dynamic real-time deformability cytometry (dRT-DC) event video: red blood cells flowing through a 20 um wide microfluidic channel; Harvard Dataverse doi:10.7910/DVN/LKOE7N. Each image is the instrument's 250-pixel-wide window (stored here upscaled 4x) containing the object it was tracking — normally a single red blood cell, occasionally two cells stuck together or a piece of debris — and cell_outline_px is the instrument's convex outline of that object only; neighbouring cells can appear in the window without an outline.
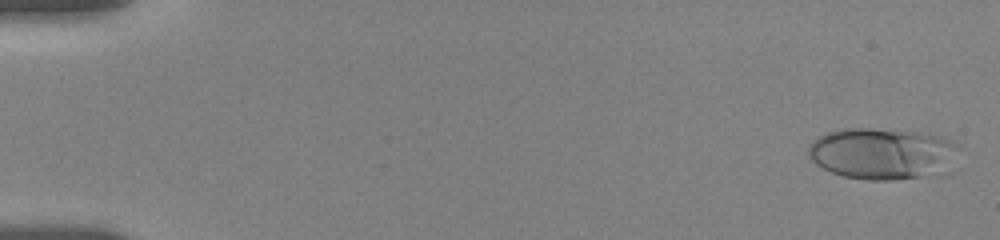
{"species": "human", "species_latin": "Homo sapiens", "temperature_condition": "room temperature", "stored_images_in_passage": 55, "camera_frame_rate_fps": 3000, "um_per_image_px": 0.085, "donor": {"sex": "female"}, "frame": {"image": 1, "passage_image": 2, "time_ms": 0.333, "image_size_px": [1000, 240], "cell_outline_px": [[956, 144], [952, 172], [948, 176], [892, 180], [868, 180], [844, 176], [832, 172], [816, 164], [812, 160], [808, 152], [808, 148], [820, 136], [828, 132], [844, 128], [868, 128], [920, 132], [940, 136], [952, 140]], "centroid_in_image_um": [75.11, 13.09], "position_along_channel_um": 9.9, "area_um2": 45.84}}
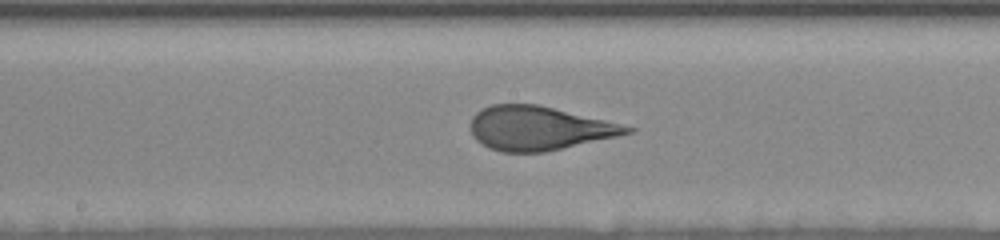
{"frame": {"image": 2, "passage_image": 30, "time_ms": 9.667, "image_size_px": [1000, 240], "cell_outline_px": [[636, 132], [544, 152], [504, 152], [488, 148], [476, 140], [472, 132], [472, 116], [476, 112], [492, 104], [540, 104], [636, 128]], "centroid_in_image_um": [45.81, 10.9], "position_along_channel_um": 202.4, "area_um2": 39.77}}
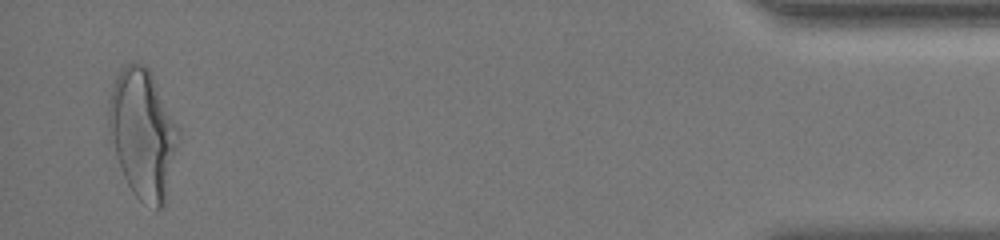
{"frame": {"image": 3, "passage_image": 54, "time_ms": 17.667, "image_size_px": [1000, 240], "cell_outline_px": [[180, 136], [164, 204], [160, 208], [156, 208], [140, 200], [132, 192], [124, 176], [116, 156], [108, 128], [108, 104], [112, 88], [120, 72], [128, 64], [144, 64], [148, 68], [180, 128]], "centroid_in_image_um": [12.15, 11.37], "position_along_channel_um": 423.1, "area_um2": 51.67}, "authors_computed_cell_mechanics": {"area_um2": 40.6912, "velocity_mm_per_s": 3.6548, "shape_relaxation_time_tau1_ms": 4.3609, "shape_relaxation_time_tau2_ms": null, "deformation_change_tau1": 0.1948, "deformation_change_tau2": null}}